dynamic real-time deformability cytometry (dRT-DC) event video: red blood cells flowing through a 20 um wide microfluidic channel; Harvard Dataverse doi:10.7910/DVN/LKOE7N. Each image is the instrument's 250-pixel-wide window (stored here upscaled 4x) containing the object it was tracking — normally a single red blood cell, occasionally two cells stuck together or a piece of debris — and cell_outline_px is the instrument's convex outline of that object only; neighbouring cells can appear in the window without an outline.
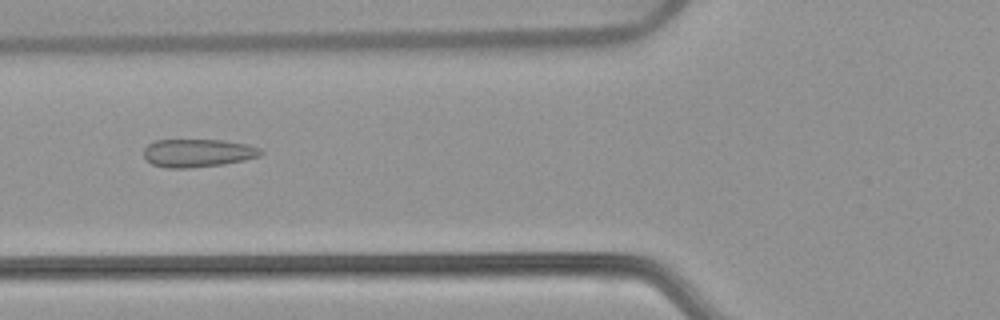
{"species": "common noctule bat (a hibernating species)", "species_latin": "Nyctalus noctula", "temperature_condition": "warm", "stored_images_in_passage": 53, "camera_frame_rate_fps": 3000, "um_per_image_px": 0.085, "animal": {"sex": "female", "body_mass_g": 22.7, "forearm_length_mm": 54.2}, "frame": {"image": 1, "passage_image": 20, "time_ms": 6.333, "image_size_px": [1000, 320], "cell_outline_px": [[264, 152], [260, 156], [244, 160], [224, 164], [188, 168], [164, 168], [152, 164], [144, 160], [144, 148], [148, 144], [156, 140], [224, 140], [248, 144], [260, 148]], "centroid_in_image_um": [16.8, 13.01], "position_along_channel_um": 109.0, "area_um2": 19.36}}
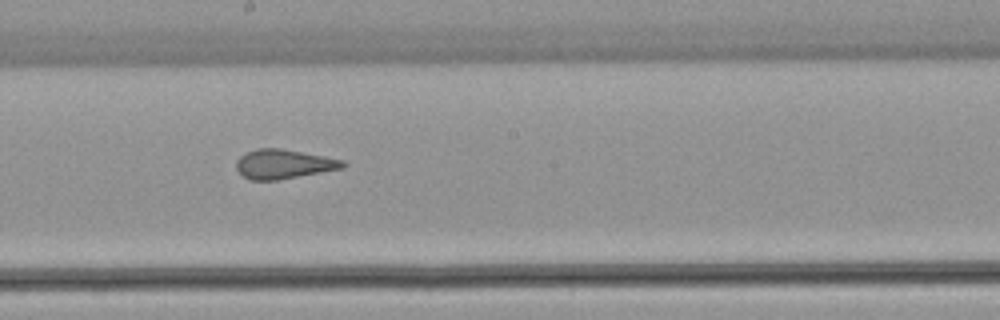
{"frame": {"image": 2, "passage_image": 29, "time_ms": 9.333, "image_size_px": [1000, 320], "cell_outline_px": [[348, 164], [344, 168], [276, 180], [252, 180], [244, 176], [236, 168], [236, 160], [240, 156], [256, 148], [280, 148], [324, 156], [344, 160]], "centroid_in_image_um": [24.13, 13.94], "position_along_channel_um": 224.1, "area_um2": 18.09}}
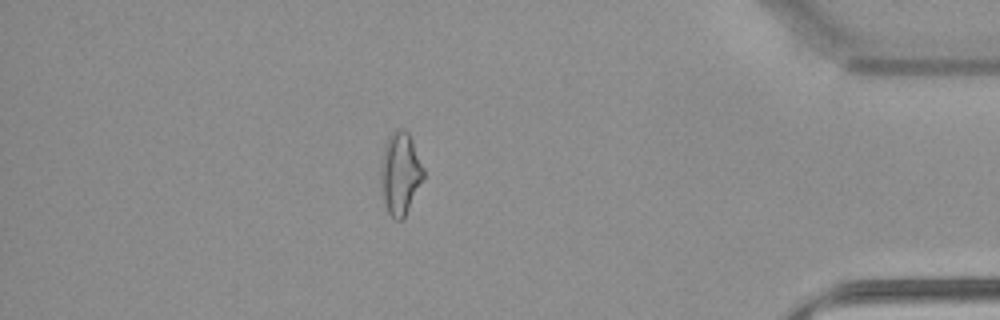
{"frame": {"image": 3, "passage_image": 46, "time_ms": 15.0, "image_size_px": [1000, 320], "cell_outline_px": [[424, 176], [404, 216], [400, 220], [396, 220], [388, 212], [380, 192], [380, 168], [384, 144], [388, 136], [396, 128], [404, 128], [408, 132], [412, 140], [424, 168]], "centroid_in_image_um": [33.98, 14.68], "position_along_channel_um": 401.2, "area_um2": 20.52}, "authors_computed_cell_mechanics": {"area_um2": 19.8254, "velocity_mm_per_s": 3.8366, "shape_relaxation_time_tau1_ms": null, "shape_relaxation_time_tau2_ms": 1.1069, "deformation_change_tau1": null, "deformation_change_tau2": 0.0686}}